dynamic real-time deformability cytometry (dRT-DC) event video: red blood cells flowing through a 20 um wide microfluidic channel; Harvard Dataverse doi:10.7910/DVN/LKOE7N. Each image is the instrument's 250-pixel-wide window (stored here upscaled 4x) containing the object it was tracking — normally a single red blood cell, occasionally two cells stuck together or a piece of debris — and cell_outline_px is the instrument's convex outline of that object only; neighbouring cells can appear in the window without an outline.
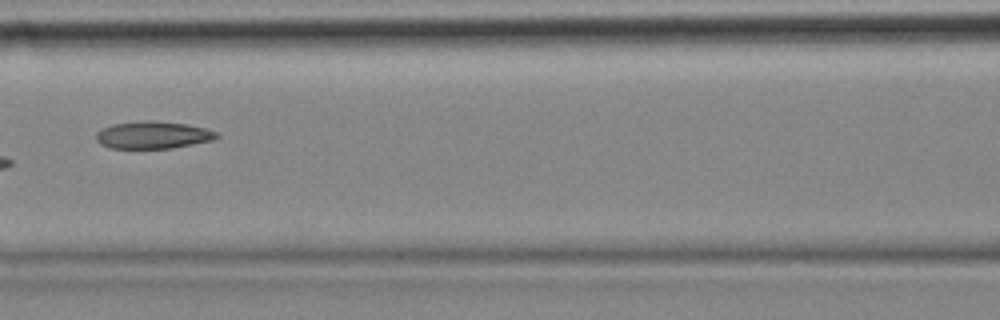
{"species": "common noctule bat (a hibernating species)", "species_latin": "Nyctalus noctula", "temperature_condition": "cold", "stored_images_in_passage": 8, "camera_frame_rate_fps": 3000, "um_per_image_px": 0.085, "animal": {"sex": "female", "body_mass_g": 18.4}, "frame": {"image": 1, "passage_image": 7, "time_ms": 2.0, "image_size_px": [1000, 320], "cell_outline_px": [[220, 136], [212, 140], [172, 148], [112, 148], [100, 144], [96, 140], [96, 132], [112, 124], [144, 120], [152, 120], [188, 124], [204, 128], [216, 132]], "centroid_in_image_um": [12.99, 11.47], "position_along_channel_um": 153.6, "area_um2": 19.13}}